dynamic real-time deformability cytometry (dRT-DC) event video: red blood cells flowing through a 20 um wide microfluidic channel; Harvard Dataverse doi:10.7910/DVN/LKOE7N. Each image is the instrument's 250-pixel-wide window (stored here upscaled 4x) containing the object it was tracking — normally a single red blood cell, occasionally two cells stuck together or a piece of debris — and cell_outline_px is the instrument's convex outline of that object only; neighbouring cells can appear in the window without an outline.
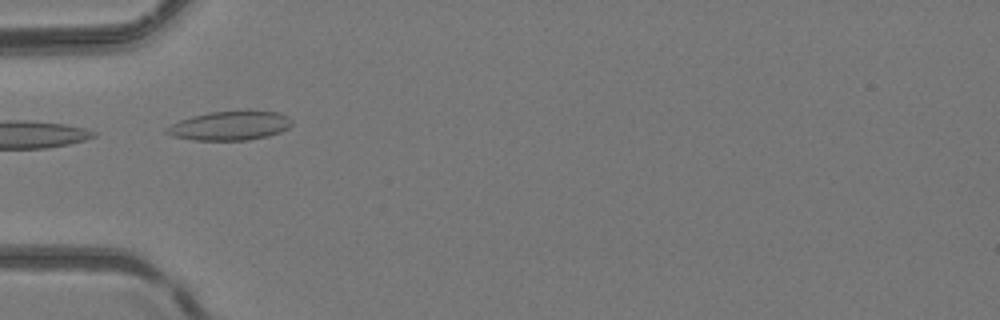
{"species": "common noctule bat (a hibernating species)", "species_latin": "Nyctalus noctula", "temperature_condition": "room temperature", "stored_images_in_passage": 5, "camera_frame_rate_fps": 3000, "um_per_image_px": 0.085, "animal": {"sex": "female", "body_mass_g": 24.6, "forearm_length_mm": 56.2}, "frame": {"image": 1, "passage_image": 5, "time_ms": 4.333, "image_size_px": [1000, 320], "cell_outline_px": [[292, 124], [288, 128], [280, 132], [268, 136], [248, 140], [192, 140], [172, 136], [164, 132], [164, 128], [180, 120], [192, 116], [208, 112], [248, 108], [280, 112], [288, 116], [292, 120]], "centroid_in_image_um": [19.58, 10.64], "position_along_channel_um": 65.4, "area_um2": 22.08}}